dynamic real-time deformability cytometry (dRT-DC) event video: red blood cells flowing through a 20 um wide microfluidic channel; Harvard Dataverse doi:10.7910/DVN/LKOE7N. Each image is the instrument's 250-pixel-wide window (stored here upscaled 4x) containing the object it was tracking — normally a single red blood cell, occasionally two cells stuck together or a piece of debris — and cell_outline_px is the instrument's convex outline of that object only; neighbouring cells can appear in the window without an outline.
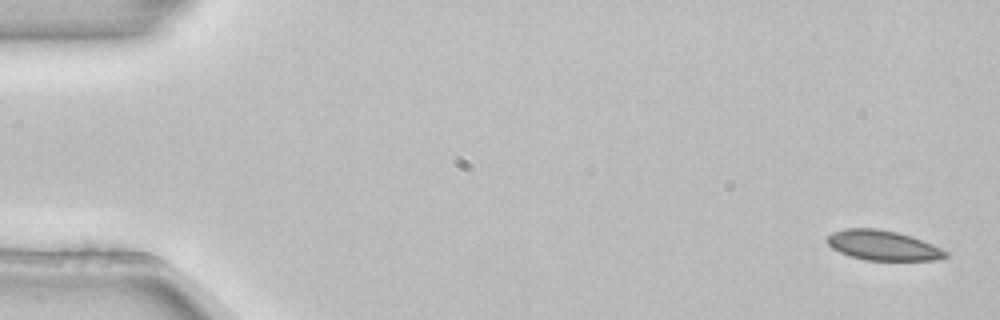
{"species": "common noctule bat (a hibernating species)", "species_latin": "Nyctalus noctula", "temperature_condition": "room temperature", "stored_images_in_passage": 4, "camera_frame_rate_fps": 3000, "um_per_image_px": 0.085, "animal": {"sex": "female", "body_mass_g": 22.7, "forearm_length_mm": 54.2}, "frame": {"image": 1, "passage_image": 1, "time_ms": 0.0, "image_size_px": [1000, 320], "cell_outline_px": [[948, 256], [936, 260], [864, 260], [848, 256], [832, 248], [824, 240], [832, 232], [844, 228], [880, 228], [912, 236], [932, 244], [948, 252]], "centroid_in_image_um": [75.01, 20.85], "position_along_channel_um": 10.0, "area_um2": 20.81}}
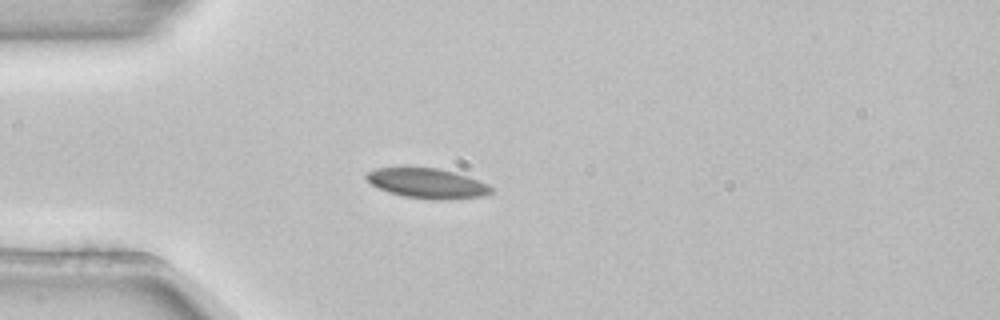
{"frame": {"image": 2, "passage_image": 4, "time_ms": 1.0, "image_size_px": [1000, 320], "cell_outline_px": [[496, 188], [492, 192], [484, 196], [440, 200], [404, 196], [388, 192], [372, 184], [364, 176], [368, 172], [376, 168], [440, 168], [468, 176], [480, 180]], "centroid_in_image_um": [36.39, 15.58], "position_along_channel_um": 48.6, "area_um2": 21.68}}